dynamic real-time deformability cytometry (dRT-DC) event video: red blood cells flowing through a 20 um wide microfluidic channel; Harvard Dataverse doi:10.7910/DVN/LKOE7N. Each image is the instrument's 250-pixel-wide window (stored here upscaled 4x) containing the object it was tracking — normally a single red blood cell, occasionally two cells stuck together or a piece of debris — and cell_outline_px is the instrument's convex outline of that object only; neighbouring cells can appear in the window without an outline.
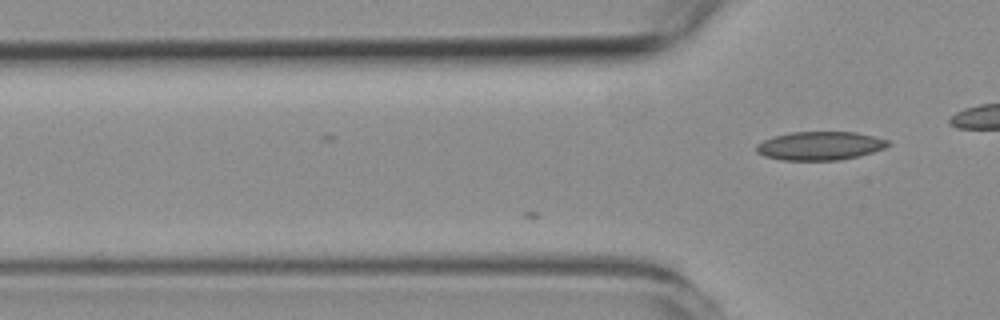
{"species": "common noctule bat (a hibernating species)", "species_latin": "Nyctalus noctula", "temperature_condition": "room temperature", "stored_images_in_passage": 16, "camera_frame_rate_fps": 3000, "um_per_image_px": 0.085, "animal": {"sex": "female", "body_mass_g": 19.3, "forearm_length_mm": 54.1}, "frame": {"image": 1, "passage_image": 16, "time_ms": 5.0, "image_size_px": [1000, 320], "cell_outline_px": [[888, 144], [884, 148], [872, 152], [840, 160], [780, 160], [764, 156], [756, 152], [756, 144], [772, 136], [792, 132], [856, 132], [888, 140]], "centroid_in_image_um": [69.63, 12.39], "position_along_channel_um": 56.2, "area_um2": 21.79}}